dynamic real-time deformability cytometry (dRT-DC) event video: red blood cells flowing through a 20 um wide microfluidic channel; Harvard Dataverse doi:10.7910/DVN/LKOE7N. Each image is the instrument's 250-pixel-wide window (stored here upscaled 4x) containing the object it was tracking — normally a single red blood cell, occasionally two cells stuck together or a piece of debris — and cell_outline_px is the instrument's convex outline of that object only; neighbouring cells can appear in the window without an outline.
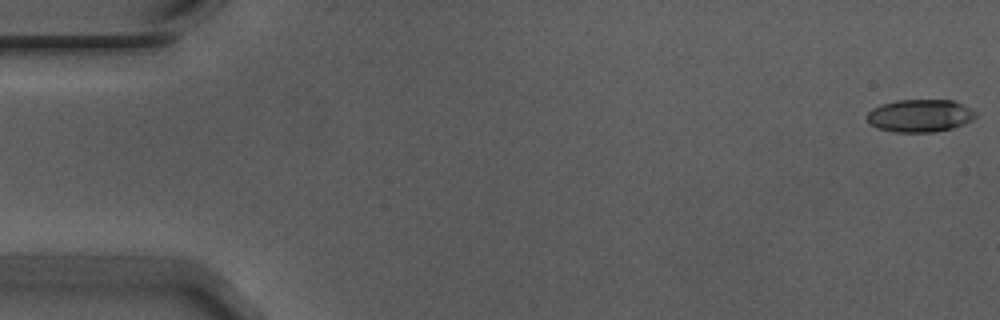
{"species": "Egyptian fruit bat (a non-hibernating species)", "species_latin": "Rousettus aegyptiacus", "temperature_condition": "warm", "stored_images_in_passage": 55, "camera_frame_rate_fps": 3000, "um_per_image_px": 0.085, "animal": {"sex": "male"}, "frame": {"image": 1, "passage_image": 1, "time_ms": 0.0, "image_size_px": [1000, 320], "cell_outline_px": [[976, 116], [972, 120], [964, 124], [952, 128], [932, 132], [892, 132], [876, 128], [864, 116], [872, 108], [880, 104], [896, 100], [952, 100], [972, 108], [976, 112]], "centroid_in_image_um": [78.18, 9.83], "position_along_channel_um": 6.8, "area_um2": 20.87}}
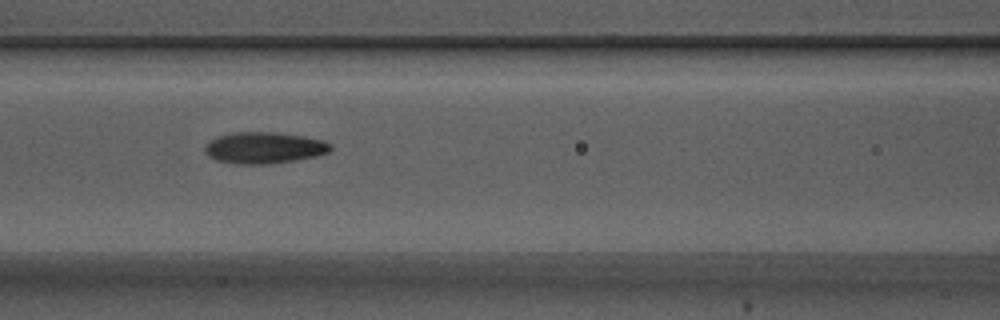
{"frame": {"image": 2, "passage_image": 24, "time_ms": 7.667, "image_size_px": [1000, 320], "cell_outline_px": [[332, 148], [328, 152], [316, 156], [296, 160], [272, 164], [236, 164], [216, 160], [208, 156], [204, 152], [204, 144], [208, 140], [216, 136], [236, 132], [276, 132], [304, 136], [320, 140], [332, 144]], "centroid_in_image_um": [22.4, 12.56], "position_along_channel_um": 144.2, "area_um2": 23.29}}
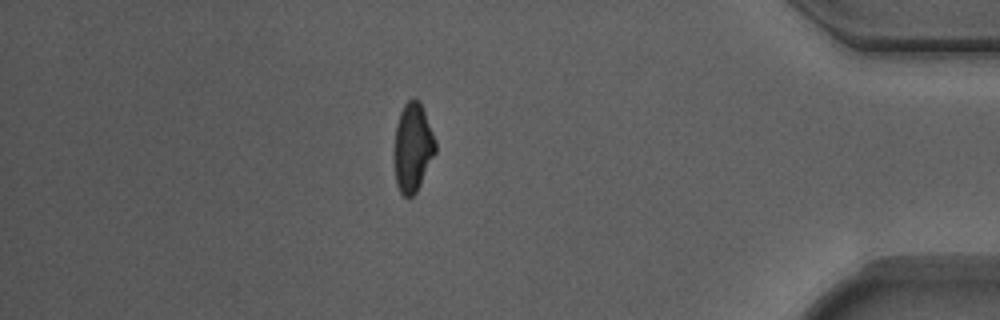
{"frame": {"image": 3, "passage_image": 48, "time_ms": 15.667, "image_size_px": [1000, 320], "cell_outline_px": [[436, 152], [416, 192], [412, 196], [404, 196], [400, 192], [396, 184], [396, 124], [400, 112], [404, 104], [412, 96], [420, 100], [436, 140]], "centroid_in_image_um": [35.12, 12.47], "position_along_channel_um": 400.1, "area_um2": 20.98}, "authors_computed_cell_mechanics": {"area_um2": 21.3282, "velocity_mm_per_s": 3.7276, "shape_relaxation_time_tau1_ms": 4.4627, "shape_relaxation_time_tau2_ms": 1.6817, "deformation_change_tau1": 0.1627, "deformation_change_tau2": 0.0822}}